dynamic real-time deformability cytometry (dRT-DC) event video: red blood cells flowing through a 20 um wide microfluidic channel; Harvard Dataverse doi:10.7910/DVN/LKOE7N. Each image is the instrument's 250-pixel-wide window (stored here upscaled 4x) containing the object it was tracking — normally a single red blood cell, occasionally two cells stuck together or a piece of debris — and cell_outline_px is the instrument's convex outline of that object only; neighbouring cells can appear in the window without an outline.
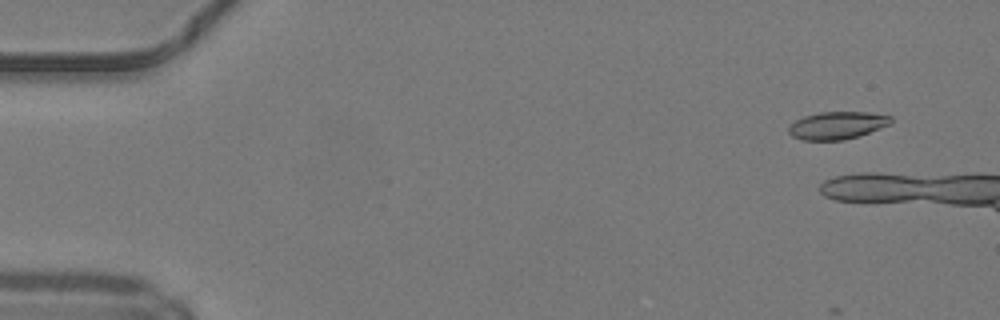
{"species": "common noctule bat (a hibernating species)", "species_latin": "Nyctalus noctula", "temperature_condition": "warm", "stored_images_in_passage": 14, "camera_frame_rate_fps": 3000, "um_per_image_px": 0.085, "animal": {"sex": "male", "body_mass_g": 19.2, "forearm_length_mm": 51.8}, "frame": {"image": 1, "passage_image": 4, "time_ms": 1.0, "image_size_px": [1000, 320], "cell_outline_px": [[892, 124], [844, 140], [804, 140], [792, 136], [788, 132], [788, 128], [796, 120], [804, 116], [820, 112], [868, 112], [892, 116]], "centroid_in_image_um": [71.17, 10.65], "position_along_channel_um": 13.8, "area_um2": 16.3}}